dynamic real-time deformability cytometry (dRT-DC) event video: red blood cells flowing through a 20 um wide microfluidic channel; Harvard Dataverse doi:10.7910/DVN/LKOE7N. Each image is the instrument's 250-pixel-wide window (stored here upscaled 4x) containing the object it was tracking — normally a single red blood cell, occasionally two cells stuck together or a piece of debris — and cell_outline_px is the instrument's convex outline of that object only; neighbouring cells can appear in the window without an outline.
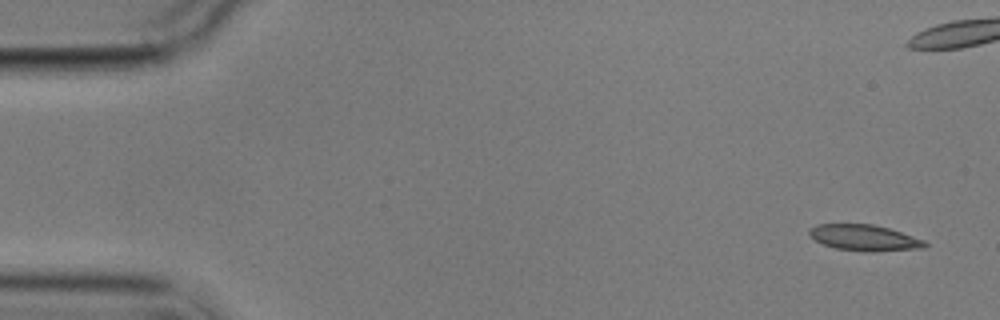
{"species": "common noctule bat (a hibernating species)", "species_latin": "Nyctalus noctula", "temperature_condition": "cold", "stored_images_in_passage": 10, "camera_frame_rate_fps": 3000, "um_per_image_px": 0.085, "animal": {"sex": "male", "body_mass_g": 17.9}, "frame": {"image": 1, "passage_image": 1, "time_ms": 0.0, "image_size_px": [1000, 320], "cell_outline_px": [[928, 244], [924, 248], [872, 252], [864, 252], [836, 248], [824, 244], [816, 240], [808, 232], [816, 224], [872, 224], [888, 228], [924, 240]], "centroid_in_image_um": [73.49, 20.22], "position_along_channel_um": 11.5, "area_um2": 17.34}}
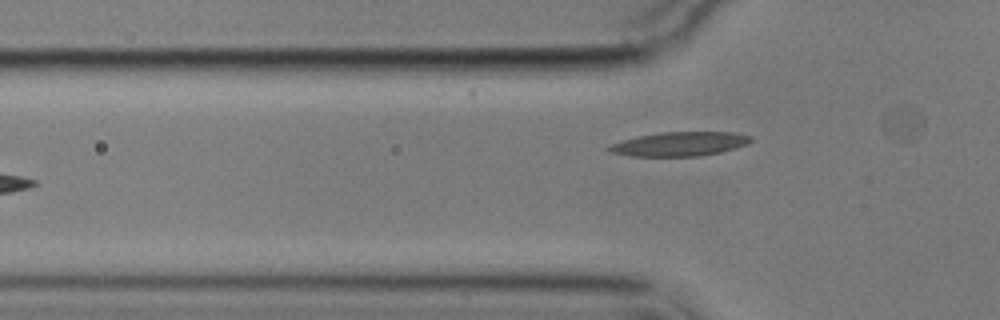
{"frame": {"image": 2, "passage_image": 6, "time_ms": 6.667, "image_size_px": [1000, 320], "cell_outline_px": [[752, 140], [748, 144], [736, 148], [720, 152], [700, 156], [632, 156], [612, 152], [604, 148], [612, 144], [624, 140], [640, 136], [660, 132], [732, 132], [752, 136]], "centroid_in_image_um": [57.81, 12.24], "position_along_channel_um": 68.0, "area_um2": 19.83}}
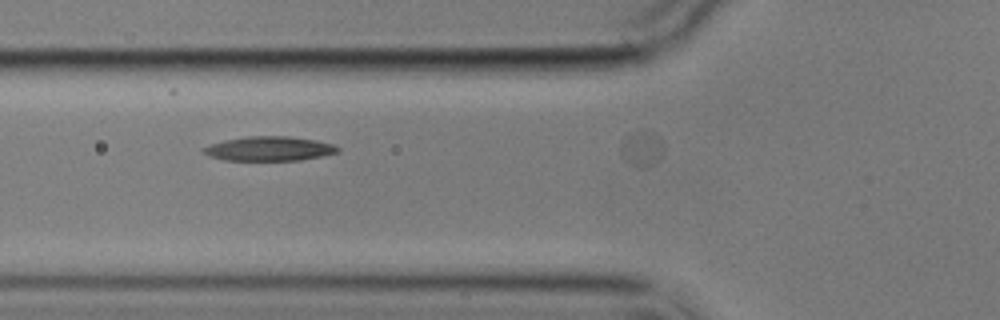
{"frame": {"image": 3, "passage_image": 7, "time_ms": 7.667, "image_size_px": [1000, 320], "cell_outline_px": [[340, 152], [324, 156], [300, 160], [224, 160], [208, 156], [200, 152], [204, 148], [212, 144], [224, 140], [248, 136], [288, 136], [316, 140], [332, 144], [340, 148]], "centroid_in_image_um": [22.9, 12.64], "position_along_channel_um": 102.9, "area_um2": 19.13}}